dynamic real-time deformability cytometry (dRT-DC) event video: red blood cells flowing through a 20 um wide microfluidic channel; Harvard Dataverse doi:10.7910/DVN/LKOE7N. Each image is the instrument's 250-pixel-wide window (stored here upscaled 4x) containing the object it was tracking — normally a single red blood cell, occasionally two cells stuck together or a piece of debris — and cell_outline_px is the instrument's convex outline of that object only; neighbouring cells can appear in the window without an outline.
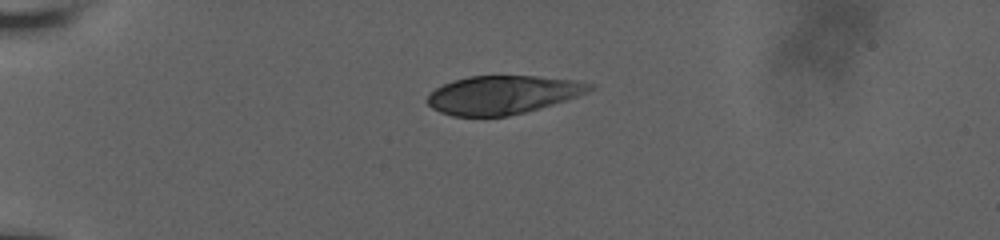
{"species": "human", "species_latin": "Homo sapiens", "temperature_condition": "room temperature", "stored_images_in_passage": 24, "camera_frame_rate_fps": 3000, "um_per_image_px": 0.085, "donor": {"sex": "male"}, "frame": {"image": 1, "passage_image": 1, "time_ms": 0.0, "image_size_px": [1000, 240], "cell_outline_px": [[596, 88], [588, 92], [552, 104], [524, 112], [508, 116], [452, 116], [440, 112], [432, 108], [424, 100], [436, 88], [452, 80], [468, 76], [536, 76], [576, 80], [596, 84]], "centroid_in_image_um": [42.72, 8.05], "position_along_channel_um": 42.3, "area_um2": 36.3}}
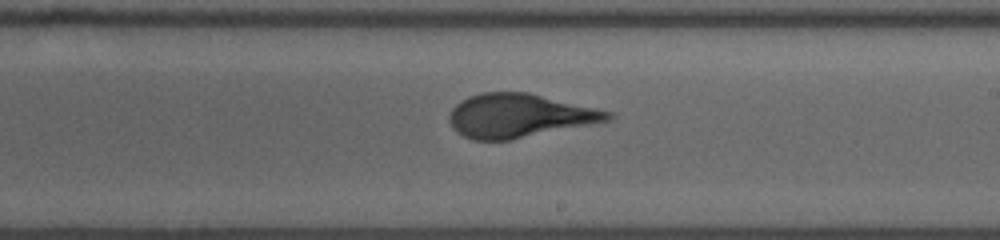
{"frame": {"image": 2, "passage_image": 14, "time_ms": 6.667, "image_size_px": [1000, 240], "cell_outline_px": [[616, 116], [608, 120], [512, 140], [472, 140], [456, 132], [452, 128], [448, 120], [448, 116], [452, 108], [460, 100], [468, 96], [480, 92], [528, 92], [596, 108], [612, 112]], "centroid_in_image_um": [44.07, 9.83], "position_along_channel_um": 244.9, "area_um2": 40.4}}
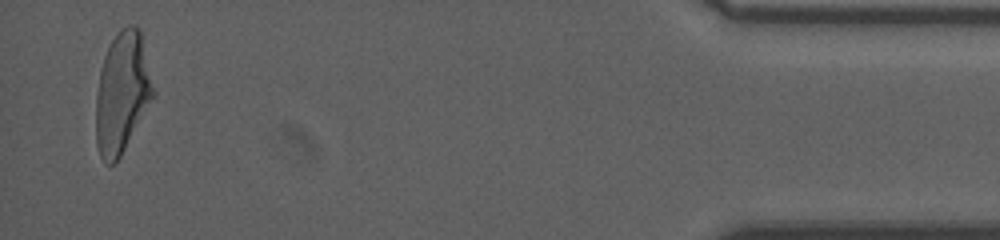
{"frame": {"image": 3, "passage_image": 24, "time_ms": 13.333, "image_size_px": [1000, 240], "cell_outline_px": [[156, 92], [120, 156], [112, 164], [108, 164], [100, 156], [96, 144], [96, 92], [100, 72], [104, 56], [116, 32], [120, 28], [128, 24], [132, 24], [140, 28]], "centroid_in_image_um": [10.39, 7.82], "position_along_channel_um": 424.8, "area_um2": 40.29}, "authors_computed_cell_mechanics": {"area_um2": 40.5467, "velocity_mm_per_s": 3.7701, "shape_relaxation_time_tau1_ms": 5.2083, "shape_relaxation_time_tau2_ms": null, "deformation_change_tau1": 0.2297, "deformation_change_tau2": null}}